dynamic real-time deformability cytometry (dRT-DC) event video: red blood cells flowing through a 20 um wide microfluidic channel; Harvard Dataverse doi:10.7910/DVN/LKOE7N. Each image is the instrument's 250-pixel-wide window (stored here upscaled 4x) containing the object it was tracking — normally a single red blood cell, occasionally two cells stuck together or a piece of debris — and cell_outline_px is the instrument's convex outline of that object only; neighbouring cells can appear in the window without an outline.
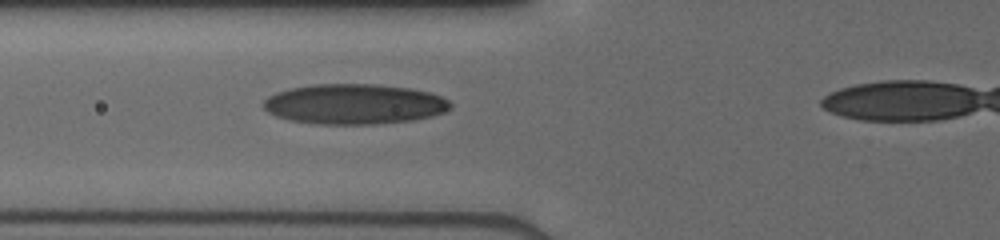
{"species": "human", "species_latin": "Homo sapiens", "temperature_condition": "cold", "stored_images_in_passage": 8, "segment_of_instrument_passage": [1, 2], "camera_frame_rate_fps": 3000, "um_per_image_px": 0.085, "donor": {"sex": "male"}, "frame": {"image": 1, "passage_image": 7, "time_ms": 4.0, "image_size_px": [1000, 240], "cell_outline_px": [[452, 108], [444, 112], [432, 116], [412, 120], [372, 124], [316, 124], [292, 120], [276, 116], [268, 112], [260, 104], [268, 96], [276, 92], [292, 88], [312, 84], [376, 84], [408, 88], [428, 92], [440, 96], [448, 100], [452, 104]], "centroid_in_image_um": [30.09, 8.84], "position_along_channel_um": 95.7, "area_um2": 43.81}}